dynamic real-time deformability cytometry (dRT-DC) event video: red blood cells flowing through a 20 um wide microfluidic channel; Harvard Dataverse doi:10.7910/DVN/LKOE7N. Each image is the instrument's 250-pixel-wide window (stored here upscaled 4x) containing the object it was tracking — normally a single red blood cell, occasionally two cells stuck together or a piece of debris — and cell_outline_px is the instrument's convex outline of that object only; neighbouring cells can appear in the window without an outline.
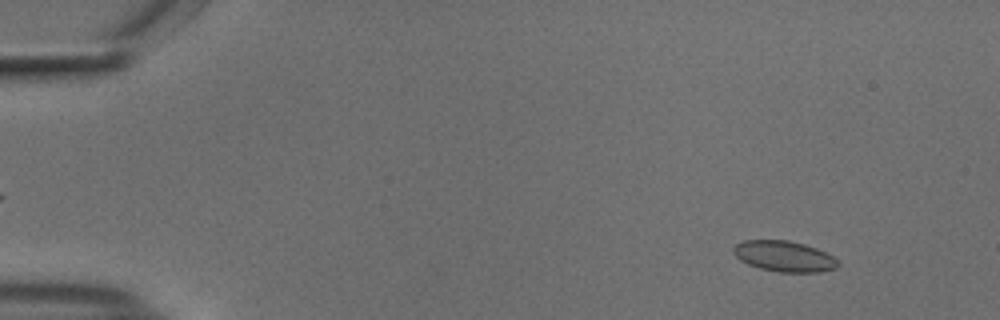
{"species": "common noctule bat (a hibernating species)", "species_latin": "Nyctalus noctula", "temperature_condition": "cold", "stored_images_in_passage": 55, "camera_frame_rate_fps": 3000, "um_per_image_px": 0.085, "animal": {"sex": "male", "body_mass_g": 18.8}, "frame": {"image": 1, "passage_image": 6, "time_ms": 1.667, "image_size_px": [1000, 320], "cell_outline_px": [[840, 264], [836, 268], [820, 272], [780, 272], [760, 268], [748, 264], [740, 260], [732, 252], [732, 248], [736, 244], [744, 240], [788, 240], [804, 244], [816, 248], [832, 256]], "centroid_in_image_um": [66.63, 21.78], "position_along_channel_um": 18.4, "area_um2": 18.67}}
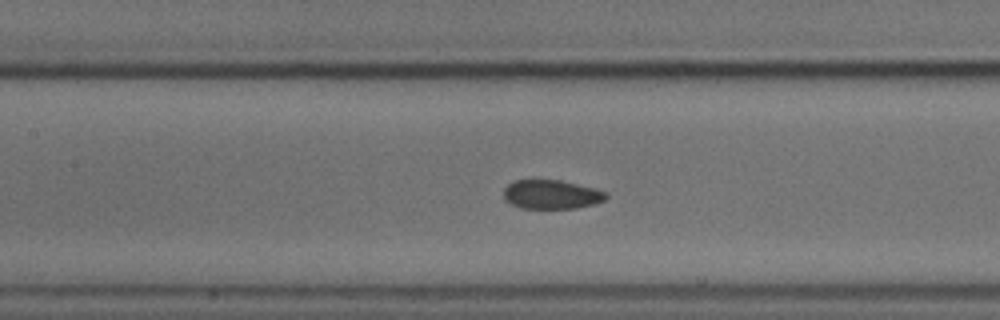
{"frame": {"image": 2, "passage_image": 26, "time_ms": 8.333, "image_size_px": [1000, 320], "cell_outline_px": [[608, 196], [604, 200], [592, 204], [576, 208], [524, 208], [512, 204], [504, 200], [504, 188], [512, 180], [560, 180], [596, 188], [608, 192]], "centroid_in_image_um": [46.88, 16.51], "position_along_channel_um": 160.5, "area_um2": 17.34}}
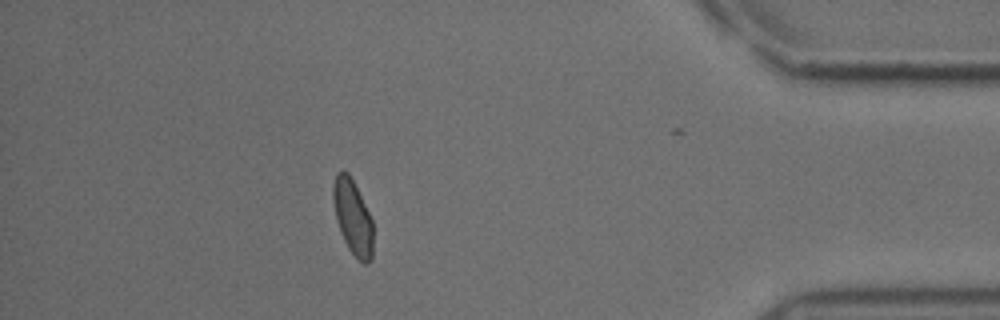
{"frame": {"image": 3, "passage_image": 49, "time_ms": 16.0, "image_size_px": [1000, 320], "cell_outline_px": [[372, 260], [368, 264], [364, 264], [348, 248], [340, 232], [336, 220], [332, 200], [332, 184], [336, 172], [348, 172], [372, 220]], "centroid_in_image_um": [29.95, 18.46], "position_along_channel_um": 405.2, "area_um2": 17.22}, "authors_computed_cell_mechanics": {"area_um2": 18.1492, "velocity_mm_per_s": 3.7188, "shape_relaxation_time_tau1_ms": 4.0511, "shape_relaxation_time_tau2_ms": 0.9811, "deformation_change_tau1": 0.0789, "deformation_change_tau2": 0.0299}}